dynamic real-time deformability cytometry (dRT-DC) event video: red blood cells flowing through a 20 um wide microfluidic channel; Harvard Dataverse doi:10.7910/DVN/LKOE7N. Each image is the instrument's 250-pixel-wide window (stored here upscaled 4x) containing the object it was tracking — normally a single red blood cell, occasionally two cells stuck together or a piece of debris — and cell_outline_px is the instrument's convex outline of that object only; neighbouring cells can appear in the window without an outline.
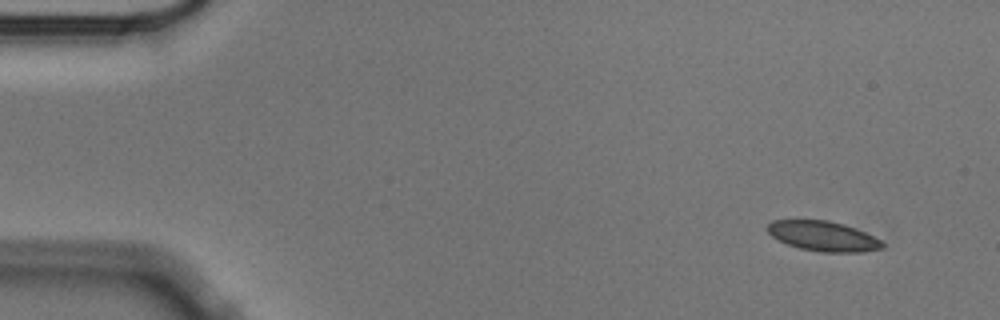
{"species": "Egyptian fruit bat (a non-hibernating species)", "species_latin": "Rousettus aegyptiacus", "temperature_condition": "cold", "stored_images_in_passage": 53, "camera_frame_rate_fps": 3000, "um_per_image_px": 0.085, "animal": {"sex": "male"}, "frame": {"image": 1, "passage_image": 1, "time_ms": 0.0, "image_size_px": [1000, 320], "cell_outline_px": [[884, 248], [860, 252], [820, 252], [800, 248], [788, 244], [772, 236], [768, 232], [768, 224], [772, 220], [828, 220], [844, 224], [856, 228], [880, 240], [884, 244]], "centroid_in_image_um": [69.98, 20.07], "position_along_channel_um": 15.0, "area_um2": 19.88}}
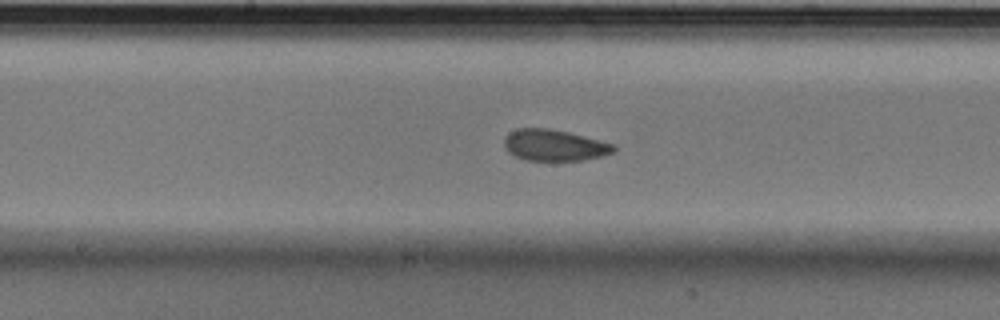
{"frame": {"image": 2, "passage_image": 26, "time_ms": 8.333, "image_size_px": [1000, 320], "cell_outline_px": [[616, 152], [604, 156], [584, 160], [524, 160], [508, 152], [504, 148], [504, 140], [508, 132], [516, 128], [548, 128], [568, 132], [616, 144]], "centroid_in_image_um": [47.14, 12.34], "position_along_channel_um": 201.1, "area_um2": 20.23}}
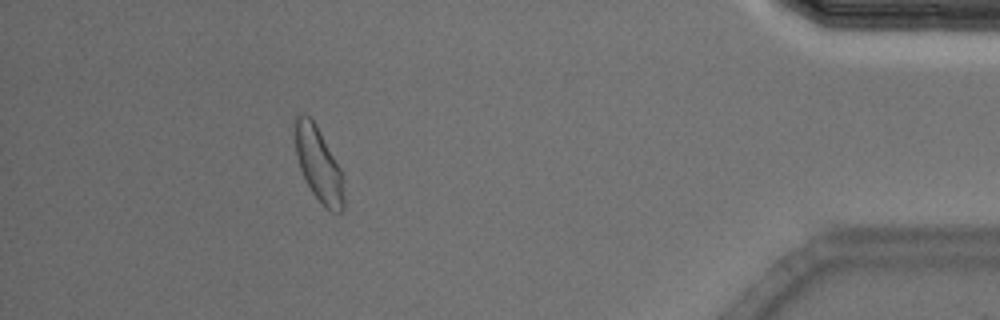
{"frame": {"image": 3, "passage_image": 48, "time_ms": 15.667, "image_size_px": [1000, 320], "cell_outline_px": [[344, 208], [340, 212], [332, 212], [312, 192], [300, 168], [296, 156], [292, 120], [300, 112], [304, 112], [316, 124], [340, 168], [344, 196]], "centroid_in_image_um": [27.03, 13.87], "position_along_channel_um": 408.2, "area_um2": 21.04}, "authors_computed_cell_mechanics": {"area_um2": 20.5768, "velocity_mm_per_s": 3.5101, "shape_relaxation_time_tau1_ms": 5.5663, "shape_relaxation_time_tau2_ms": 2.0744, "deformation_change_tau1": 0.1203, "deformation_change_tau2": 0.0436}}